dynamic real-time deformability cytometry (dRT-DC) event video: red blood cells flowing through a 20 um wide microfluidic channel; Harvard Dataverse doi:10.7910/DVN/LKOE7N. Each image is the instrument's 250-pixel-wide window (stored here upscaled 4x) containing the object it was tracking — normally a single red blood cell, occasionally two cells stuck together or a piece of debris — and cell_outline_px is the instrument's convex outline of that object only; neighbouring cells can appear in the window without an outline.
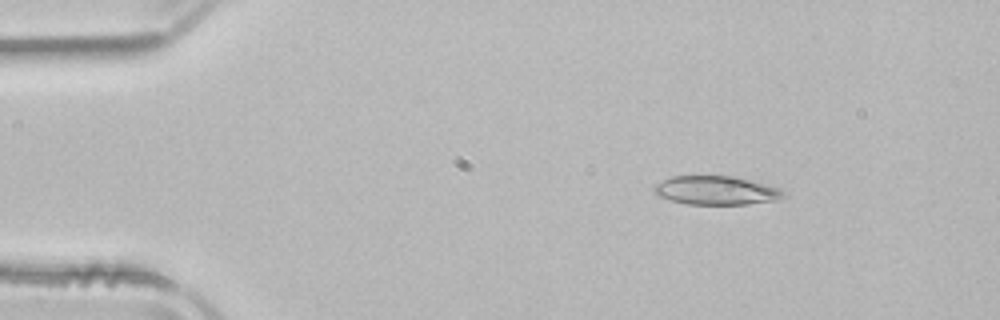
{"species": "common noctule bat (a hibernating species)", "species_latin": "Nyctalus noctula", "temperature_condition": "room temperature", "stored_images_in_passage": 46, "camera_frame_rate_fps": 3000, "um_per_image_px": 0.085, "animal": {"sex": "male", "body_mass_g": 21.5, "forearm_length_mm": 52.0}, "frame": {"image": 1, "passage_image": 2, "time_ms": 0.333, "image_size_px": [1000, 320], "cell_outline_px": [[788, 196], [776, 200], [748, 204], [688, 204], [656, 196], [652, 192], [652, 188], [656, 184], [672, 176], [732, 176], [780, 188], [788, 192]], "centroid_in_image_um": [60.89, 16.19], "position_along_channel_um": 24.1, "area_um2": 21.73}}
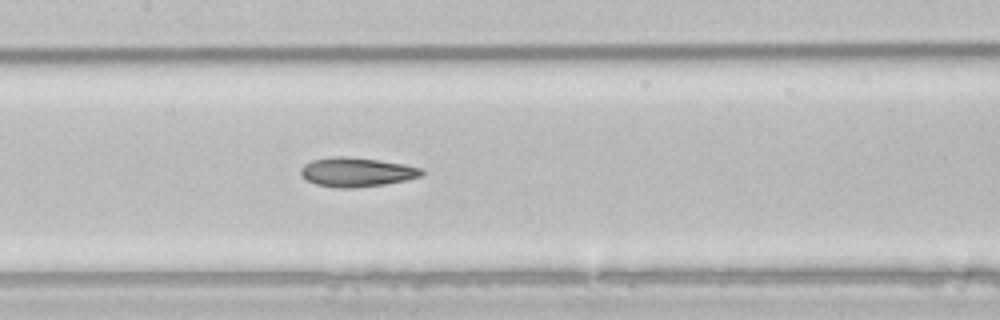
{"frame": {"image": 2, "passage_image": 19, "time_ms": 6.0, "image_size_px": [1000, 320], "cell_outline_px": [[424, 172], [420, 176], [404, 180], [384, 184], [356, 188], [336, 188], [316, 184], [308, 180], [300, 172], [300, 168], [304, 164], [312, 160], [336, 156], [348, 156], [404, 164], [420, 168]], "centroid_in_image_um": [30.28, 14.63], "position_along_channel_um": 177.1, "area_um2": 20.35}}
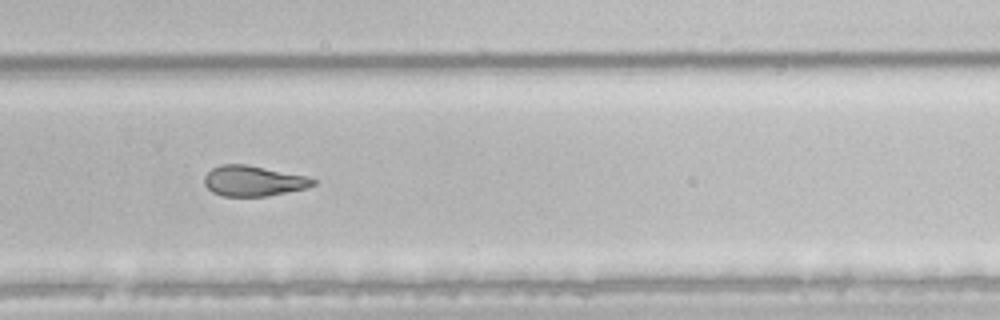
{"frame": {"image": 3, "passage_image": 29, "time_ms": 9.333, "image_size_px": [1000, 320], "cell_outline_px": [[316, 184], [304, 188], [264, 196], [224, 196], [212, 192], [204, 184], [204, 176], [212, 168], [220, 164], [248, 164], [308, 176], [316, 180]], "centroid_in_image_um": [21.51, 15.36], "position_along_channel_um": 308.3, "area_um2": 19.25}, "authors_computed_cell_mechanics": {"area_um2": 21.386, "velocity_mm_per_s": 3.9572, "shape_relaxation_time_tau1_ms": null, "shape_relaxation_time_tau2_ms": 3.6991, "deformation_change_tau1": null, "deformation_change_tau2": 0.1112}}